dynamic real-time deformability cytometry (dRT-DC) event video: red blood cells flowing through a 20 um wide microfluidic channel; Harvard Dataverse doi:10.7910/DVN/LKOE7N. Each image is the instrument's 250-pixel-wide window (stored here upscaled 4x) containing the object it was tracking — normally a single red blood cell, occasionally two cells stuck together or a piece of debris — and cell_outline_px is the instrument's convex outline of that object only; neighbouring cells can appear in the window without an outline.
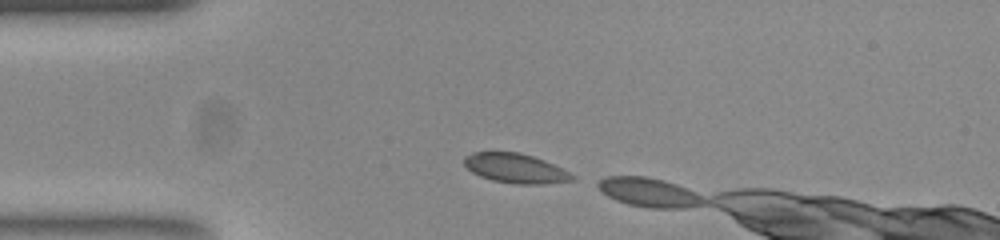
{"species": "common noctule bat (a hibernating species)", "species_latin": "Nyctalus noctula", "temperature_condition": "room temperature", "stored_images_in_passage": 2, "camera_frame_rate_fps": 3000, "um_per_image_px": 0.085, "animal": {"sex": "female", "body_mass_g": 23.0, "forearm_length_mm": 53.4}, "frame": {"image": 1, "passage_image": 1, "time_ms": 0.0, "image_size_px": [1000, 240], "cell_outline_px": [[576, 176], [572, 180], [540, 184], [516, 184], [492, 180], [480, 176], [472, 172], [464, 164], [464, 156], [472, 152], [520, 152], [544, 160]], "centroid_in_image_um": [43.77, 14.3], "position_along_channel_um": 41.2, "area_um2": 18.38}}